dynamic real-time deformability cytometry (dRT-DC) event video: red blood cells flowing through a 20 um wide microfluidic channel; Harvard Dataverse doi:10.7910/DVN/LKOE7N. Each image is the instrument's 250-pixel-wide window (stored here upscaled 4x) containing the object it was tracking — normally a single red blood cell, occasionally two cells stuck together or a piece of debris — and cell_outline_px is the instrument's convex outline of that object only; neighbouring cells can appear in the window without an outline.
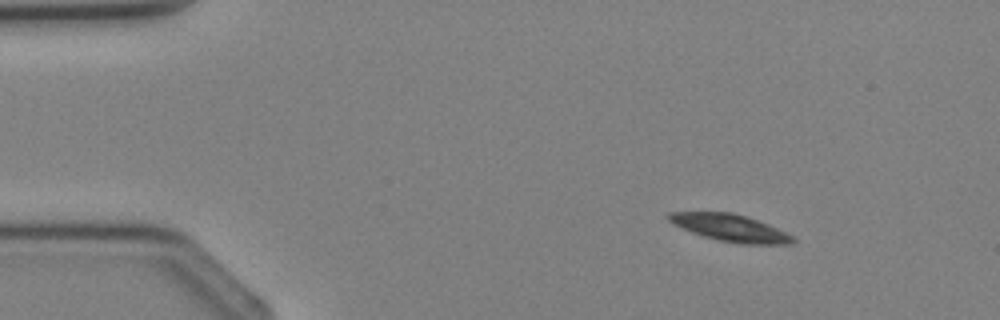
{"species": "Egyptian fruit bat (a non-hibernating species)", "species_latin": "Rousettus aegyptiacus", "temperature_condition": "cold", "stored_images_in_passage": 3, "camera_frame_rate_fps": 3000, "um_per_image_px": 0.085, "animal": {"sex": "female"}, "frame": {"image": 1, "passage_image": 1, "time_ms": 0.0, "image_size_px": [1000, 320], "cell_outline_px": [[796, 240], [792, 244], [740, 244], [720, 240], [704, 236], [692, 232], [672, 224], [664, 216], [668, 212], [732, 212], [768, 224], [792, 236]], "centroid_in_image_um": [62.02, 19.36], "position_along_channel_um": 23.0, "area_um2": 19.42}}
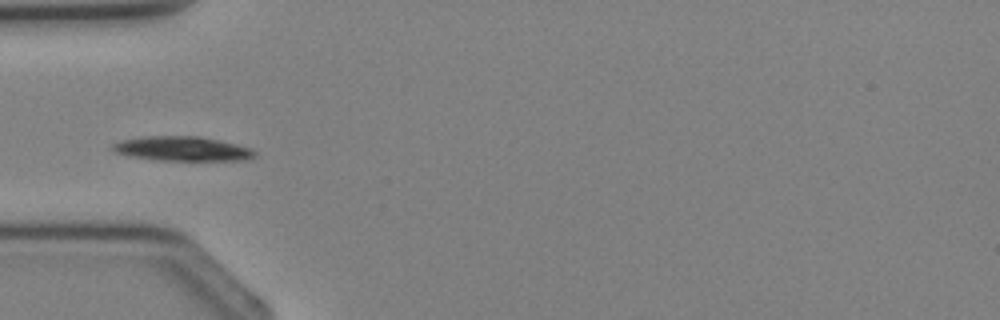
{"frame": {"image": 2, "passage_image": 3, "time_ms": 2.333, "image_size_px": [1000, 320], "cell_outline_px": [[256, 156], [244, 160], [160, 160], [132, 156], [116, 152], [112, 148], [112, 144], [120, 140], [144, 136], [200, 136], [220, 140], [252, 148], [256, 152]], "centroid_in_image_um": [15.53, 12.63], "position_along_channel_um": 69.5, "area_um2": 20.17}}